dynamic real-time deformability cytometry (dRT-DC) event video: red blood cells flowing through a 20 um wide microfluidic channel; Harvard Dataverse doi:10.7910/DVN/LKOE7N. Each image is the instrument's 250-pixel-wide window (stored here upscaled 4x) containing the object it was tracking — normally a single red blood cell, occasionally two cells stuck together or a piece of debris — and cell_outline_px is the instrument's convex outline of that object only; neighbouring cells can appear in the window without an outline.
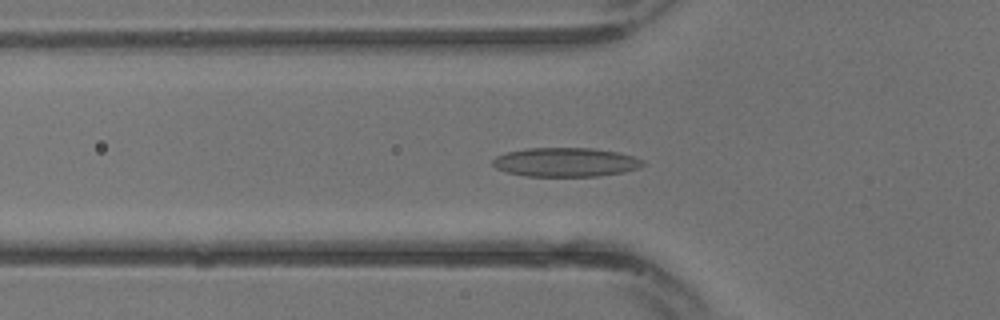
{"species": "common noctule bat (a hibernating species)", "species_latin": "Nyctalus noctula", "temperature_condition": "warm", "stored_images_in_passage": 20, "camera_frame_rate_fps": 3000, "um_per_image_px": 0.085, "animal": {"sex": "male", "body_mass_g": 13.3}, "frame": {"image": 1, "passage_image": 10, "time_ms": 3.0, "image_size_px": [1000, 320], "cell_outline_px": [[644, 164], [640, 168], [624, 172], [596, 176], [524, 176], [508, 172], [496, 168], [492, 164], [492, 160], [496, 156], [504, 152], [524, 148], [592, 148], [620, 152], [644, 160]], "centroid_in_image_um": [48.07, 13.78], "position_along_channel_um": 77.7, "area_um2": 25.61}}
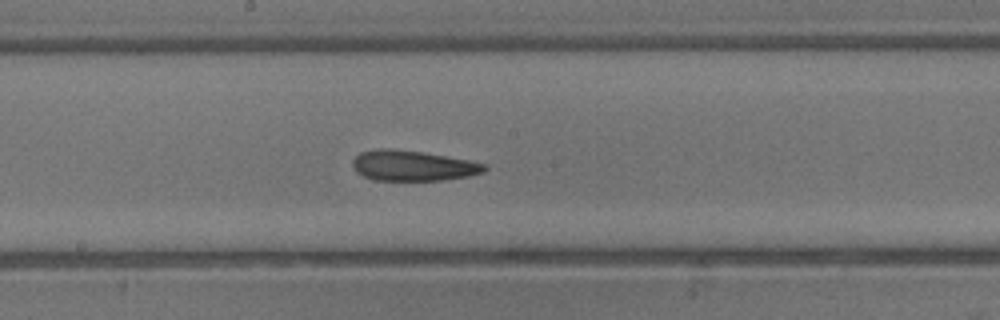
{"frame": {"image": 2, "passage_image": 16, "time_ms": 5.0, "image_size_px": [1000, 320], "cell_outline_px": [[488, 168], [484, 172], [468, 176], [444, 180], [372, 180], [356, 172], [352, 168], [352, 160], [360, 152], [380, 148], [388, 148], [424, 152], [468, 160], [488, 164]], "centroid_in_image_um": [35.08, 14.08], "position_along_channel_um": 213.1, "area_um2": 23.52}}
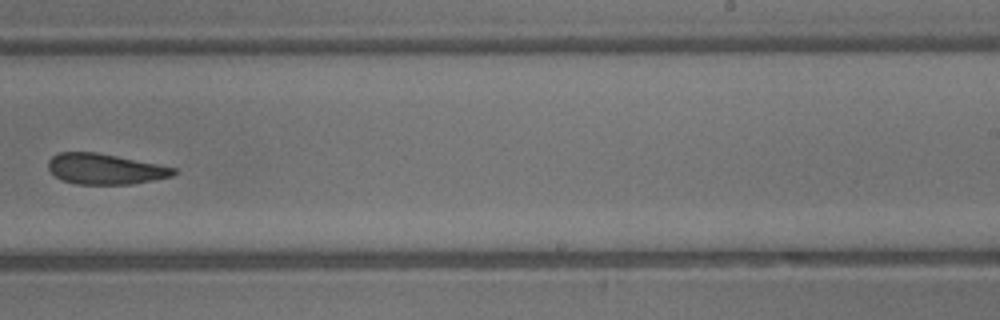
{"frame": {"image": 3, "passage_image": 19, "time_ms": 6.0, "image_size_px": [1000, 320], "cell_outline_px": [[176, 172], [172, 176], [132, 184], [76, 184], [64, 180], [56, 176], [48, 168], [48, 160], [52, 156], [60, 152], [96, 152], [176, 168]], "centroid_in_image_um": [8.9, 14.36], "position_along_channel_um": 280.1, "area_um2": 22.02}}